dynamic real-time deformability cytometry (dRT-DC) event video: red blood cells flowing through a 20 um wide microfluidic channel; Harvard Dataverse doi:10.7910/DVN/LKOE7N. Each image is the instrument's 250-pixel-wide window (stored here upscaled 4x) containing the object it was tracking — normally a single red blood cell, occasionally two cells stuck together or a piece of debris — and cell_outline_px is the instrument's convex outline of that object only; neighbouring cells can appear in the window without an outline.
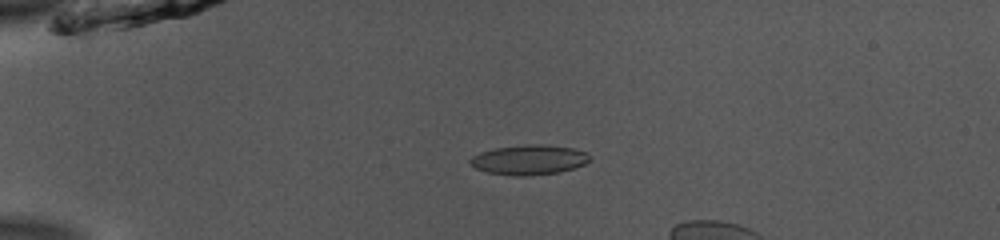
{"species": "common noctule bat (a hibernating species)", "species_latin": "Nyctalus noctula", "temperature_condition": "room temperature", "stored_images_in_passage": 18, "camera_frame_rate_fps": 3000, "um_per_image_px": 0.085, "animal": {"sex": "male", "body_mass_g": 13.0, "forearm_length_mm": 53.1}, "frame": {"image": 1, "passage_image": 11, "time_ms": 3.333, "image_size_px": [1000, 240], "cell_outline_px": [[588, 160], [584, 164], [560, 172], [524, 176], [520, 176], [488, 172], [476, 168], [468, 160], [472, 156], [480, 152], [496, 148], [524, 144], [548, 144], [576, 148], [588, 152]], "centroid_in_image_um": [44.99, 13.56], "position_along_channel_um": 40.0, "area_um2": 20.75}}